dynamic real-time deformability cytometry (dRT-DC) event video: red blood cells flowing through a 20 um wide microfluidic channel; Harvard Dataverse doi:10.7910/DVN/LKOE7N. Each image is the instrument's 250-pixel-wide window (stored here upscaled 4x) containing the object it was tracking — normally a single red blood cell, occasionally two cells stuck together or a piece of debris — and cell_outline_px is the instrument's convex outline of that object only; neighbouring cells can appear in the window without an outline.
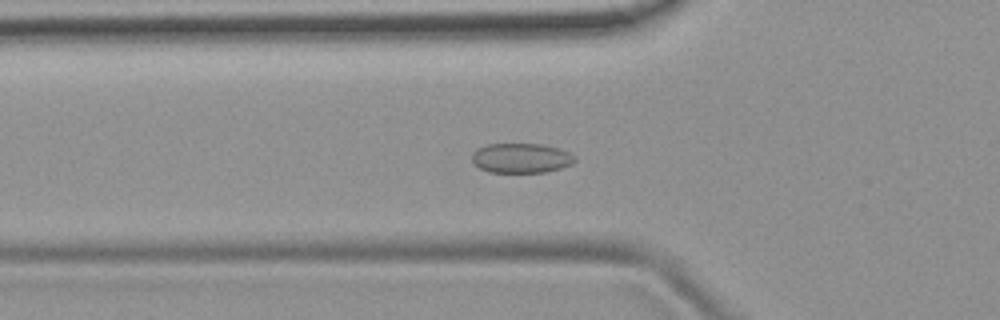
{"species": "common noctule bat (a hibernating species)", "species_latin": "Nyctalus noctula", "temperature_condition": "room temperature", "stored_images_in_passage": 37, "camera_frame_rate_fps": 3000, "um_per_image_px": 0.085, "animal": {"sex": "female", "body_mass_g": 19.9}, "frame": {"image": 1, "passage_image": 3, "time_ms": 0.667, "image_size_px": [1000, 320], "cell_outline_px": [[576, 160], [572, 164], [548, 172], [488, 172], [472, 164], [472, 152], [488, 144], [540, 144], [556, 148], [568, 152], [576, 156]], "centroid_in_image_um": [44.29, 13.45], "position_along_channel_um": 81.5, "area_um2": 17.8}}
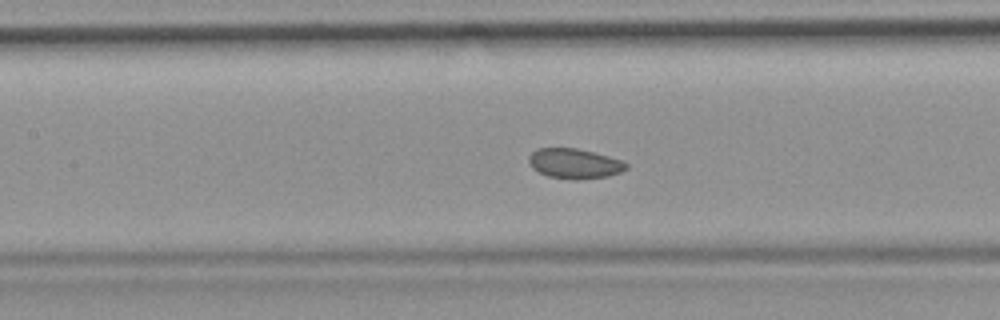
{"frame": {"image": 2, "passage_image": 9, "time_ms": 2.667, "image_size_px": [1000, 320], "cell_outline_px": [[628, 168], [620, 172], [608, 176], [576, 180], [548, 176], [532, 168], [528, 160], [528, 156], [536, 148], [576, 148], [608, 156], [620, 160], [628, 164]], "centroid_in_image_um": [48.81, 13.9], "position_along_channel_um": 158.6, "area_um2": 16.94}}
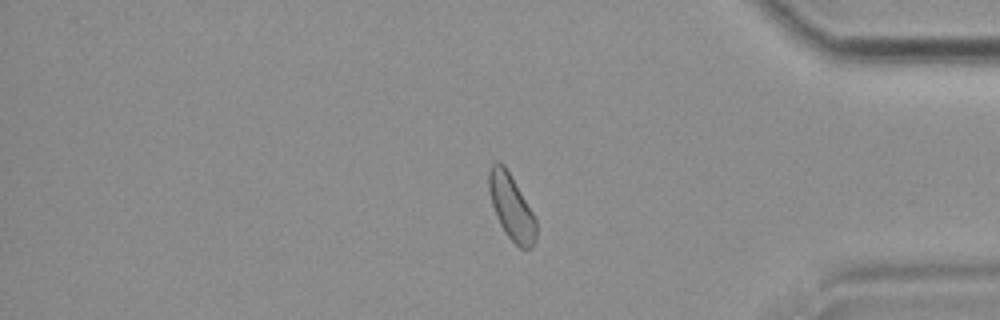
{"frame": {"image": 3, "passage_image": 29, "time_ms": 9.333, "image_size_px": [1000, 320], "cell_outline_px": [[536, 240], [532, 248], [520, 248], [504, 232], [496, 216], [492, 204], [488, 188], [488, 172], [492, 164], [496, 160], [504, 164], [532, 212], [536, 220]], "centroid_in_image_um": [43.45, 17.6], "position_along_channel_um": 391.7, "area_um2": 17.8}, "authors_computed_cell_mechanics": {"area_um2": 17.5134, "velocity_mm_per_s": 3.8383, "shape_relaxation_time_tau1_ms": null, "shape_relaxation_time_tau2_ms": 4.2954, "deformation_change_tau1": null, "deformation_change_tau2": 0.0644}}